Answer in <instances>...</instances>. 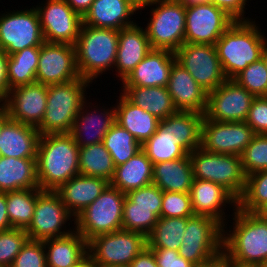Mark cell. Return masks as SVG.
<instances>
[{
    "label": "cell",
    "mask_w": 267,
    "mask_h": 267,
    "mask_svg": "<svg viewBox=\"0 0 267 267\" xmlns=\"http://www.w3.org/2000/svg\"><path fill=\"white\" fill-rule=\"evenodd\" d=\"M79 146L69 133L44 134L37 148V180L41 190H57L79 175Z\"/></svg>",
    "instance_id": "1"
},
{
    "label": "cell",
    "mask_w": 267,
    "mask_h": 267,
    "mask_svg": "<svg viewBox=\"0 0 267 267\" xmlns=\"http://www.w3.org/2000/svg\"><path fill=\"white\" fill-rule=\"evenodd\" d=\"M233 211V230L223 229L222 253L227 262H267V215L245 212L238 207Z\"/></svg>",
    "instance_id": "2"
},
{
    "label": "cell",
    "mask_w": 267,
    "mask_h": 267,
    "mask_svg": "<svg viewBox=\"0 0 267 267\" xmlns=\"http://www.w3.org/2000/svg\"><path fill=\"white\" fill-rule=\"evenodd\" d=\"M255 21H234L215 44L222 70L233 79L251 63L262 58L267 38Z\"/></svg>",
    "instance_id": "3"
},
{
    "label": "cell",
    "mask_w": 267,
    "mask_h": 267,
    "mask_svg": "<svg viewBox=\"0 0 267 267\" xmlns=\"http://www.w3.org/2000/svg\"><path fill=\"white\" fill-rule=\"evenodd\" d=\"M118 36V30L82 24L74 45L76 65L81 78L93 82L98 75L115 67Z\"/></svg>",
    "instance_id": "4"
},
{
    "label": "cell",
    "mask_w": 267,
    "mask_h": 267,
    "mask_svg": "<svg viewBox=\"0 0 267 267\" xmlns=\"http://www.w3.org/2000/svg\"><path fill=\"white\" fill-rule=\"evenodd\" d=\"M89 83V80L80 77L66 83L47 85L46 111L37 127L40 135L70 133L86 100Z\"/></svg>",
    "instance_id": "5"
},
{
    "label": "cell",
    "mask_w": 267,
    "mask_h": 267,
    "mask_svg": "<svg viewBox=\"0 0 267 267\" xmlns=\"http://www.w3.org/2000/svg\"><path fill=\"white\" fill-rule=\"evenodd\" d=\"M150 5H156L145 28L151 48L176 52L185 40L186 7L178 0H141L139 9Z\"/></svg>",
    "instance_id": "6"
},
{
    "label": "cell",
    "mask_w": 267,
    "mask_h": 267,
    "mask_svg": "<svg viewBox=\"0 0 267 267\" xmlns=\"http://www.w3.org/2000/svg\"><path fill=\"white\" fill-rule=\"evenodd\" d=\"M126 194L110 184L72 221L74 229L87 241L97 235L122 230V215Z\"/></svg>",
    "instance_id": "7"
},
{
    "label": "cell",
    "mask_w": 267,
    "mask_h": 267,
    "mask_svg": "<svg viewBox=\"0 0 267 267\" xmlns=\"http://www.w3.org/2000/svg\"><path fill=\"white\" fill-rule=\"evenodd\" d=\"M195 179L222 185L237 200L245 190L246 175L241 156L205 151L202 147L189 153Z\"/></svg>",
    "instance_id": "8"
},
{
    "label": "cell",
    "mask_w": 267,
    "mask_h": 267,
    "mask_svg": "<svg viewBox=\"0 0 267 267\" xmlns=\"http://www.w3.org/2000/svg\"><path fill=\"white\" fill-rule=\"evenodd\" d=\"M223 226L209 216L187 220L179 255L194 265L206 263L222 253Z\"/></svg>",
    "instance_id": "9"
},
{
    "label": "cell",
    "mask_w": 267,
    "mask_h": 267,
    "mask_svg": "<svg viewBox=\"0 0 267 267\" xmlns=\"http://www.w3.org/2000/svg\"><path fill=\"white\" fill-rule=\"evenodd\" d=\"M146 246L147 237L143 233L119 230L89 240L88 255L98 267L130 265Z\"/></svg>",
    "instance_id": "10"
},
{
    "label": "cell",
    "mask_w": 267,
    "mask_h": 267,
    "mask_svg": "<svg viewBox=\"0 0 267 267\" xmlns=\"http://www.w3.org/2000/svg\"><path fill=\"white\" fill-rule=\"evenodd\" d=\"M45 42L38 12L34 6L0 16V49L7 55Z\"/></svg>",
    "instance_id": "11"
},
{
    "label": "cell",
    "mask_w": 267,
    "mask_h": 267,
    "mask_svg": "<svg viewBox=\"0 0 267 267\" xmlns=\"http://www.w3.org/2000/svg\"><path fill=\"white\" fill-rule=\"evenodd\" d=\"M74 216L69 212L56 191L40 190L32 221L25 229L31 240L44 241L63 237L74 231L63 230V226Z\"/></svg>",
    "instance_id": "12"
},
{
    "label": "cell",
    "mask_w": 267,
    "mask_h": 267,
    "mask_svg": "<svg viewBox=\"0 0 267 267\" xmlns=\"http://www.w3.org/2000/svg\"><path fill=\"white\" fill-rule=\"evenodd\" d=\"M175 55L176 61L206 92L215 90L227 80L214 45L184 43Z\"/></svg>",
    "instance_id": "13"
},
{
    "label": "cell",
    "mask_w": 267,
    "mask_h": 267,
    "mask_svg": "<svg viewBox=\"0 0 267 267\" xmlns=\"http://www.w3.org/2000/svg\"><path fill=\"white\" fill-rule=\"evenodd\" d=\"M37 5L41 29L45 42L75 45L83 18L65 0H46Z\"/></svg>",
    "instance_id": "14"
},
{
    "label": "cell",
    "mask_w": 267,
    "mask_h": 267,
    "mask_svg": "<svg viewBox=\"0 0 267 267\" xmlns=\"http://www.w3.org/2000/svg\"><path fill=\"white\" fill-rule=\"evenodd\" d=\"M235 20L211 2L186 7L184 43L214 45Z\"/></svg>",
    "instance_id": "15"
},
{
    "label": "cell",
    "mask_w": 267,
    "mask_h": 267,
    "mask_svg": "<svg viewBox=\"0 0 267 267\" xmlns=\"http://www.w3.org/2000/svg\"><path fill=\"white\" fill-rule=\"evenodd\" d=\"M255 97L233 79L207 94L204 118L217 122L246 121Z\"/></svg>",
    "instance_id": "16"
},
{
    "label": "cell",
    "mask_w": 267,
    "mask_h": 267,
    "mask_svg": "<svg viewBox=\"0 0 267 267\" xmlns=\"http://www.w3.org/2000/svg\"><path fill=\"white\" fill-rule=\"evenodd\" d=\"M255 133L245 122H217L203 118L201 147L211 153L240 156Z\"/></svg>",
    "instance_id": "17"
},
{
    "label": "cell",
    "mask_w": 267,
    "mask_h": 267,
    "mask_svg": "<svg viewBox=\"0 0 267 267\" xmlns=\"http://www.w3.org/2000/svg\"><path fill=\"white\" fill-rule=\"evenodd\" d=\"M79 78L73 45L47 42L41 45L36 73L37 83L54 85Z\"/></svg>",
    "instance_id": "18"
},
{
    "label": "cell",
    "mask_w": 267,
    "mask_h": 267,
    "mask_svg": "<svg viewBox=\"0 0 267 267\" xmlns=\"http://www.w3.org/2000/svg\"><path fill=\"white\" fill-rule=\"evenodd\" d=\"M1 103L11 120L37 128L46 111L47 85L35 82L12 88Z\"/></svg>",
    "instance_id": "19"
},
{
    "label": "cell",
    "mask_w": 267,
    "mask_h": 267,
    "mask_svg": "<svg viewBox=\"0 0 267 267\" xmlns=\"http://www.w3.org/2000/svg\"><path fill=\"white\" fill-rule=\"evenodd\" d=\"M190 196L194 215L209 216L219 222L223 229L228 223L224 221L226 220L224 212L226 204L233 205L234 209L237 208L238 204V200L227 189L209 180L194 178Z\"/></svg>",
    "instance_id": "20"
},
{
    "label": "cell",
    "mask_w": 267,
    "mask_h": 267,
    "mask_svg": "<svg viewBox=\"0 0 267 267\" xmlns=\"http://www.w3.org/2000/svg\"><path fill=\"white\" fill-rule=\"evenodd\" d=\"M175 52L152 49L122 82L121 87H167Z\"/></svg>",
    "instance_id": "21"
},
{
    "label": "cell",
    "mask_w": 267,
    "mask_h": 267,
    "mask_svg": "<svg viewBox=\"0 0 267 267\" xmlns=\"http://www.w3.org/2000/svg\"><path fill=\"white\" fill-rule=\"evenodd\" d=\"M141 0H94L85 13L83 24L97 28H108L120 31L133 26L131 15L139 10ZM132 21H131V20Z\"/></svg>",
    "instance_id": "22"
},
{
    "label": "cell",
    "mask_w": 267,
    "mask_h": 267,
    "mask_svg": "<svg viewBox=\"0 0 267 267\" xmlns=\"http://www.w3.org/2000/svg\"><path fill=\"white\" fill-rule=\"evenodd\" d=\"M152 50L145 29L136 23L121 29L114 69L122 82Z\"/></svg>",
    "instance_id": "23"
},
{
    "label": "cell",
    "mask_w": 267,
    "mask_h": 267,
    "mask_svg": "<svg viewBox=\"0 0 267 267\" xmlns=\"http://www.w3.org/2000/svg\"><path fill=\"white\" fill-rule=\"evenodd\" d=\"M167 89L178 111H195L204 114L208 92L177 61L172 65Z\"/></svg>",
    "instance_id": "24"
},
{
    "label": "cell",
    "mask_w": 267,
    "mask_h": 267,
    "mask_svg": "<svg viewBox=\"0 0 267 267\" xmlns=\"http://www.w3.org/2000/svg\"><path fill=\"white\" fill-rule=\"evenodd\" d=\"M87 104L89 103H87L86 100L82 103L74 125L69 133L79 148L103 142L106 133L116 123V109L114 106L110 107V109L97 108L91 112Z\"/></svg>",
    "instance_id": "25"
},
{
    "label": "cell",
    "mask_w": 267,
    "mask_h": 267,
    "mask_svg": "<svg viewBox=\"0 0 267 267\" xmlns=\"http://www.w3.org/2000/svg\"><path fill=\"white\" fill-rule=\"evenodd\" d=\"M40 136L36 127L9 119L0 131V156L36 159Z\"/></svg>",
    "instance_id": "26"
},
{
    "label": "cell",
    "mask_w": 267,
    "mask_h": 267,
    "mask_svg": "<svg viewBox=\"0 0 267 267\" xmlns=\"http://www.w3.org/2000/svg\"><path fill=\"white\" fill-rule=\"evenodd\" d=\"M110 184L100 177L79 174L55 190L74 218L90 205Z\"/></svg>",
    "instance_id": "27"
},
{
    "label": "cell",
    "mask_w": 267,
    "mask_h": 267,
    "mask_svg": "<svg viewBox=\"0 0 267 267\" xmlns=\"http://www.w3.org/2000/svg\"><path fill=\"white\" fill-rule=\"evenodd\" d=\"M43 244L47 267H74L88 255V241L76 230L63 237L44 240Z\"/></svg>",
    "instance_id": "28"
},
{
    "label": "cell",
    "mask_w": 267,
    "mask_h": 267,
    "mask_svg": "<svg viewBox=\"0 0 267 267\" xmlns=\"http://www.w3.org/2000/svg\"><path fill=\"white\" fill-rule=\"evenodd\" d=\"M115 106L116 123L126 129L142 145L157 131L160 120L133 104L122 92Z\"/></svg>",
    "instance_id": "29"
},
{
    "label": "cell",
    "mask_w": 267,
    "mask_h": 267,
    "mask_svg": "<svg viewBox=\"0 0 267 267\" xmlns=\"http://www.w3.org/2000/svg\"><path fill=\"white\" fill-rule=\"evenodd\" d=\"M193 179L189 154L180 159L153 164L152 183L163 192L190 193Z\"/></svg>",
    "instance_id": "30"
},
{
    "label": "cell",
    "mask_w": 267,
    "mask_h": 267,
    "mask_svg": "<svg viewBox=\"0 0 267 267\" xmlns=\"http://www.w3.org/2000/svg\"><path fill=\"white\" fill-rule=\"evenodd\" d=\"M40 188L36 159L0 156V192Z\"/></svg>",
    "instance_id": "31"
},
{
    "label": "cell",
    "mask_w": 267,
    "mask_h": 267,
    "mask_svg": "<svg viewBox=\"0 0 267 267\" xmlns=\"http://www.w3.org/2000/svg\"><path fill=\"white\" fill-rule=\"evenodd\" d=\"M153 164L141 149L122 165L116 166L110 185L127 193L152 184Z\"/></svg>",
    "instance_id": "32"
},
{
    "label": "cell",
    "mask_w": 267,
    "mask_h": 267,
    "mask_svg": "<svg viewBox=\"0 0 267 267\" xmlns=\"http://www.w3.org/2000/svg\"><path fill=\"white\" fill-rule=\"evenodd\" d=\"M123 94L135 105L163 120L178 112L167 87H122Z\"/></svg>",
    "instance_id": "33"
},
{
    "label": "cell",
    "mask_w": 267,
    "mask_h": 267,
    "mask_svg": "<svg viewBox=\"0 0 267 267\" xmlns=\"http://www.w3.org/2000/svg\"><path fill=\"white\" fill-rule=\"evenodd\" d=\"M204 114L195 111H178L160 120V125L171 132L190 151L201 147Z\"/></svg>",
    "instance_id": "34"
},
{
    "label": "cell",
    "mask_w": 267,
    "mask_h": 267,
    "mask_svg": "<svg viewBox=\"0 0 267 267\" xmlns=\"http://www.w3.org/2000/svg\"><path fill=\"white\" fill-rule=\"evenodd\" d=\"M41 46H31L8 55L7 79L9 89L36 82Z\"/></svg>",
    "instance_id": "35"
},
{
    "label": "cell",
    "mask_w": 267,
    "mask_h": 267,
    "mask_svg": "<svg viewBox=\"0 0 267 267\" xmlns=\"http://www.w3.org/2000/svg\"><path fill=\"white\" fill-rule=\"evenodd\" d=\"M152 164L185 157L190 151L170 131L160 124L152 137L141 145Z\"/></svg>",
    "instance_id": "36"
},
{
    "label": "cell",
    "mask_w": 267,
    "mask_h": 267,
    "mask_svg": "<svg viewBox=\"0 0 267 267\" xmlns=\"http://www.w3.org/2000/svg\"><path fill=\"white\" fill-rule=\"evenodd\" d=\"M79 174L111 181L115 165L102 142L79 148Z\"/></svg>",
    "instance_id": "37"
},
{
    "label": "cell",
    "mask_w": 267,
    "mask_h": 267,
    "mask_svg": "<svg viewBox=\"0 0 267 267\" xmlns=\"http://www.w3.org/2000/svg\"><path fill=\"white\" fill-rule=\"evenodd\" d=\"M190 217H160L147 236L149 248H164L178 251L182 244L187 220Z\"/></svg>",
    "instance_id": "38"
},
{
    "label": "cell",
    "mask_w": 267,
    "mask_h": 267,
    "mask_svg": "<svg viewBox=\"0 0 267 267\" xmlns=\"http://www.w3.org/2000/svg\"><path fill=\"white\" fill-rule=\"evenodd\" d=\"M40 188L6 192V206L12 228L26 229L32 221Z\"/></svg>",
    "instance_id": "39"
},
{
    "label": "cell",
    "mask_w": 267,
    "mask_h": 267,
    "mask_svg": "<svg viewBox=\"0 0 267 267\" xmlns=\"http://www.w3.org/2000/svg\"><path fill=\"white\" fill-rule=\"evenodd\" d=\"M102 143L109 151L115 167L124 164L142 149L135 137L117 123L109 129Z\"/></svg>",
    "instance_id": "40"
},
{
    "label": "cell",
    "mask_w": 267,
    "mask_h": 267,
    "mask_svg": "<svg viewBox=\"0 0 267 267\" xmlns=\"http://www.w3.org/2000/svg\"><path fill=\"white\" fill-rule=\"evenodd\" d=\"M237 207L249 213H263L267 209V170L246 176L245 190Z\"/></svg>",
    "instance_id": "41"
},
{
    "label": "cell",
    "mask_w": 267,
    "mask_h": 267,
    "mask_svg": "<svg viewBox=\"0 0 267 267\" xmlns=\"http://www.w3.org/2000/svg\"><path fill=\"white\" fill-rule=\"evenodd\" d=\"M160 212L161 208L133 207V202L125 197L122 230L140 232L147 237L160 218Z\"/></svg>",
    "instance_id": "42"
},
{
    "label": "cell",
    "mask_w": 267,
    "mask_h": 267,
    "mask_svg": "<svg viewBox=\"0 0 267 267\" xmlns=\"http://www.w3.org/2000/svg\"><path fill=\"white\" fill-rule=\"evenodd\" d=\"M233 80L250 92L254 97L267 96V68L263 58L248 65L236 75Z\"/></svg>",
    "instance_id": "43"
},
{
    "label": "cell",
    "mask_w": 267,
    "mask_h": 267,
    "mask_svg": "<svg viewBox=\"0 0 267 267\" xmlns=\"http://www.w3.org/2000/svg\"><path fill=\"white\" fill-rule=\"evenodd\" d=\"M240 156L246 176L267 170V135L255 134Z\"/></svg>",
    "instance_id": "44"
},
{
    "label": "cell",
    "mask_w": 267,
    "mask_h": 267,
    "mask_svg": "<svg viewBox=\"0 0 267 267\" xmlns=\"http://www.w3.org/2000/svg\"><path fill=\"white\" fill-rule=\"evenodd\" d=\"M28 239L25 229L0 231V267H10Z\"/></svg>",
    "instance_id": "45"
},
{
    "label": "cell",
    "mask_w": 267,
    "mask_h": 267,
    "mask_svg": "<svg viewBox=\"0 0 267 267\" xmlns=\"http://www.w3.org/2000/svg\"><path fill=\"white\" fill-rule=\"evenodd\" d=\"M194 216L190 193L163 192L160 217H192Z\"/></svg>",
    "instance_id": "46"
},
{
    "label": "cell",
    "mask_w": 267,
    "mask_h": 267,
    "mask_svg": "<svg viewBox=\"0 0 267 267\" xmlns=\"http://www.w3.org/2000/svg\"><path fill=\"white\" fill-rule=\"evenodd\" d=\"M10 267H47L43 241L28 239Z\"/></svg>",
    "instance_id": "47"
},
{
    "label": "cell",
    "mask_w": 267,
    "mask_h": 267,
    "mask_svg": "<svg viewBox=\"0 0 267 267\" xmlns=\"http://www.w3.org/2000/svg\"><path fill=\"white\" fill-rule=\"evenodd\" d=\"M133 207L162 208L163 191L153 183L126 193Z\"/></svg>",
    "instance_id": "48"
},
{
    "label": "cell",
    "mask_w": 267,
    "mask_h": 267,
    "mask_svg": "<svg viewBox=\"0 0 267 267\" xmlns=\"http://www.w3.org/2000/svg\"><path fill=\"white\" fill-rule=\"evenodd\" d=\"M255 134L267 135V97H255L245 121Z\"/></svg>",
    "instance_id": "49"
},
{
    "label": "cell",
    "mask_w": 267,
    "mask_h": 267,
    "mask_svg": "<svg viewBox=\"0 0 267 267\" xmlns=\"http://www.w3.org/2000/svg\"><path fill=\"white\" fill-rule=\"evenodd\" d=\"M158 267H193L194 264L185 260L178 251L164 248H150Z\"/></svg>",
    "instance_id": "50"
},
{
    "label": "cell",
    "mask_w": 267,
    "mask_h": 267,
    "mask_svg": "<svg viewBox=\"0 0 267 267\" xmlns=\"http://www.w3.org/2000/svg\"><path fill=\"white\" fill-rule=\"evenodd\" d=\"M210 2L215 6L223 9L235 21L250 20L249 18L244 17V9L245 5H247V0H210Z\"/></svg>",
    "instance_id": "51"
},
{
    "label": "cell",
    "mask_w": 267,
    "mask_h": 267,
    "mask_svg": "<svg viewBox=\"0 0 267 267\" xmlns=\"http://www.w3.org/2000/svg\"><path fill=\"white\" fill-rule=\"evenodd\" d=\"M7 61L8 55L0 49V103L9 93V84L7 79Z\"/></svg>",
    "instance_id": "52"
},
{
    "label": "cell",
    "mask_w": 267,
    "mask_h": 267,
    "mask_svg": "<svg viewBox=\"0 0 267 267\" xmlns=\"http://www.w3.org/2000/svg\"><path fill=\"white\" fill-rule=\"evenodd\" d=\"M131 267H158L153 251L146 246L131 262Z\"/></svg>",
    "instance_id": "53"
},
{
    "label": "cell",
    "mask_w": 267,
    "mask_h": 267,
    "mask_svg": "<svg viewBox=\"0 0 267 267\" xmlns=\"http://www.w3.org/2000/svg\"><path fill=\"white\" fill-rule=\"evenodd\" d=\"M12 229L6 206V192H0V231Z\"/></svg>",
    "instance_id": "54"
},
{
    "label": "cell",
    "mask_w": 267,
    "mask_h": 267,
    "mask_svg": "<svg viewBox=\"0 0 267 267\" xmlns=\"http://www.w3.org/2000/svg\"><path fill=\"white\" fill-rule=\"evenodd\" d=\"M67 4L82 17L90 9L94 0H65Z\"/></svg>",
    "instance_id": "55"
},
{
    "label": "cell",
    "mask_w": 267,
    "mask_h": 267,
    "mask_svg": "<svg viewBox=\"0 0 267 267\" xmlns=\"http://www.w3.org/2000/svg\"><path fill=\"white\" fill-rule=\"evenodd\" d=\"M193 267H228L227 265V258L223 253L218 255L217 257L213 258L212 260L199 264V265H194Z\"/></svg>",
    "instance_id": "56"
},
{
    "label": "cell",
    "mask_w": 267,
    "mask_h": 267,
    "mask_svg": "<svg viewBox=\"0 0 267 267\" xmlns=\"http://www.w3.org/2000/svg\"><path fill=\"white\" fill-rule=\"evenodd\" d=\"M9 114L6 107L1 103L0 104V131L3 125L9 120Z\"/></svg>",
    "instance_id": "57"
},
{
    "label": "cell",
    "mask_w": 267,
    "mask_h": 267,
    "mask_svg": "<svg viewBox=\"0 0 267 267\" xmlns=\"http://www.w3.org/2000/svg\"><path fill=\"white\" fill-rule=\"evenodd\" d=\"M74 267H98V266L95 264L94 260L89 255H87Z\"/></svg>",
    "instance_id": "58"
},
{
    "label": "cell",
    "mask_w": 267,
    "mask_h": 267,
    "mask_svg": "<svg viewBox=\"0 0 267 267\" xmlns=\"http://www.w3.org/2000/svg\"><path fill=\"white\" fill-rule=\"evenodd\" d=\"M178 1L182 3L185 7H190L210 2V0H178Z\"/></svg>",
    "instance_id": "59"
},
{
    "label": "cell",
    "mask_w": 267,
    "mask_h": 267,
    "mask_svg": "<svg viewBox=\"0 0 267 267\" xmlns=\"http://www.w3.org/2000/svg\"><path fill=\"white\" fill-rule=\"evenodd\" d=\"M228 267H261V264L227 262Z\"/></svg>",
    "instance_id": "60"
},
{
    "label": "cell",
    "mask_w": 267,
    "mask_h": 267,
    "mask_svg": "<svg viewBox=\"0 0 267 267\" xmlns=\"http://www.w3.org/2000/svg\"><path fill=\"white\" fill-rule=\"evenodd\" d=\"M262 58H263V61L265 63V66L267 68V44H266V46L263 49Z\"/></svg>",
    "instance_id": "61"
},
{
    "label": "cell",
    "mask_w": 267,
    "mask_h": 267,
    "mask_svg": "<svg viewBox=\"0 0 267 267\" xmlns=\"http://www.w3.org/2000/svg\"><path fill=\"white\" fill-rule=\"evenodd\" d=\"M108 267H131L130 265H113Z\"/></svg>",
    "instance_id": "62"
},
{
    "label": "cell",
    "mask_w": 267,
    "mask_h": 267,
    "mask_svg": "<svg viewBox=\"0 0 267 267\" xmlns=\"http://www.w3.org/2000/svg\"><path fill=\"white\" fill-rule=\"evenodd\" d=\"M261 267H267V262L261 264Z\"/></svg>",
    "instance_id": "63"
},
{
    "label": "cell",
    "mask_w": 267,
    "mask_h": 267,
    "mask_svg": "<svg viewBox=\"0 0 267 267\" xmlns=\"http://www.w3.org/2000/svg\"><path fill=\"white\" fill-rule=\"evenodd\" d=\"M263 214L267 215V209L263 212Z\"/></svg>",
    "instance_id": "64"
}]
</instances>
